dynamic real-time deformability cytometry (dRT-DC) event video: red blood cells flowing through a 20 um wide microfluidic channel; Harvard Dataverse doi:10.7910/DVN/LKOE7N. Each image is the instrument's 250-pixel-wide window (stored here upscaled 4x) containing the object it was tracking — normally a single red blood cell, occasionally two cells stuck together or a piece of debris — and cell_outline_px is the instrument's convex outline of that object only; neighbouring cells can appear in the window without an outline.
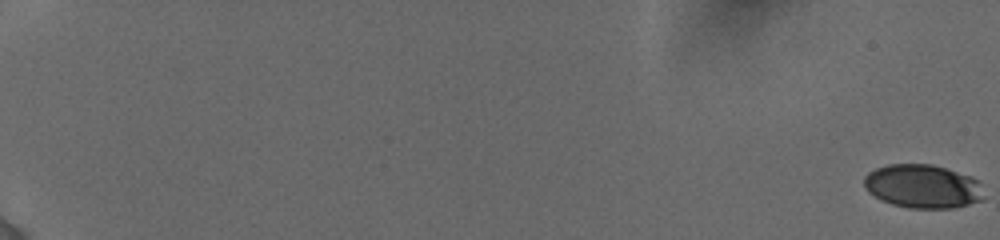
{"species": "human", "species_latin": "Homo sapiens", "temperature_condition": "cold", "stored_images_in_passage": 21, "camera_frame_rate_fps": 3000, "um_per_image_px": 0.085, "donor": {"sex": "female"}, "frame": {"image": 1, "passage_image": 1, "time_ms": 0.0, "image_size_px": [1000, 240], "cell_outline_px": [[984, 200], [952, 208], [908, 208], [892, 204], [868, 192], [864, 188], [864, 176], [868, 172], [876, 168], [888, 164], [932, 164], [972, 176], [976, 180]], "centroid_in_image_um": [78.4, 15.83], "position_along_channel_um": 6.6, "area_um2": 30.29}}
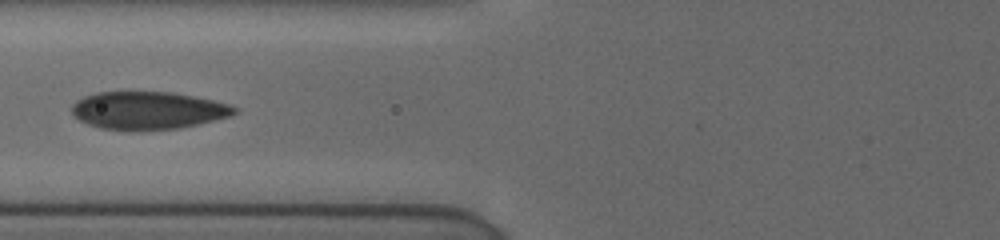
{"frame": {"image": 2, "passage_image": 18, "time_ms": 9.0, "image_size_px": [1000, 240], "cell_outline_px": [[240, 112], [232, 116], [180, 128], [136, 132], [132, 132], [100, 128], [88, 124], [72, 116], [72, 104], [76, 100], [84, 96], [96, 92], [172, 92], [212, 100], [228, 104], [240, 108]], "centroid_in_image_um": [12.58, 9.41], "position_along_channel_um": 113.2, "area_um2": 36.41}}
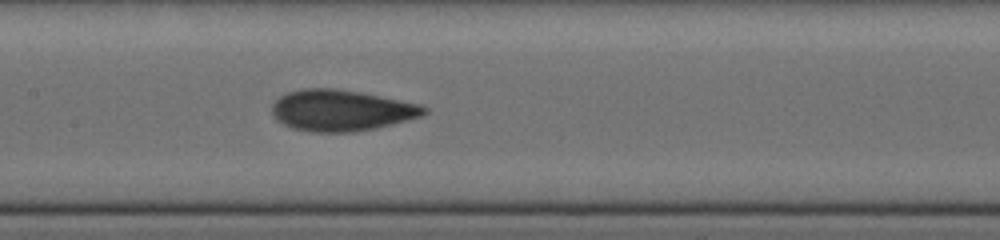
{"frame": {"image": 3, "passage_image": 21, "time_ms": 10.667, "image_size_px": [1000, 240], "cell_outline_px": [[428, 112], [420, 116], [408, 120], [376, 128], [352, 132], [312, 132], [292, 128], [276, 120], [272, 112], [272, 104], [280, 96], [288, 92], [304, 88], [336, 88], [360, 92], [420, 104], [428, 108]], "centroid_in_image_um": [29.0, 9.38], "position_along_channel_um": 178.4, "area_um2": 36.47}}